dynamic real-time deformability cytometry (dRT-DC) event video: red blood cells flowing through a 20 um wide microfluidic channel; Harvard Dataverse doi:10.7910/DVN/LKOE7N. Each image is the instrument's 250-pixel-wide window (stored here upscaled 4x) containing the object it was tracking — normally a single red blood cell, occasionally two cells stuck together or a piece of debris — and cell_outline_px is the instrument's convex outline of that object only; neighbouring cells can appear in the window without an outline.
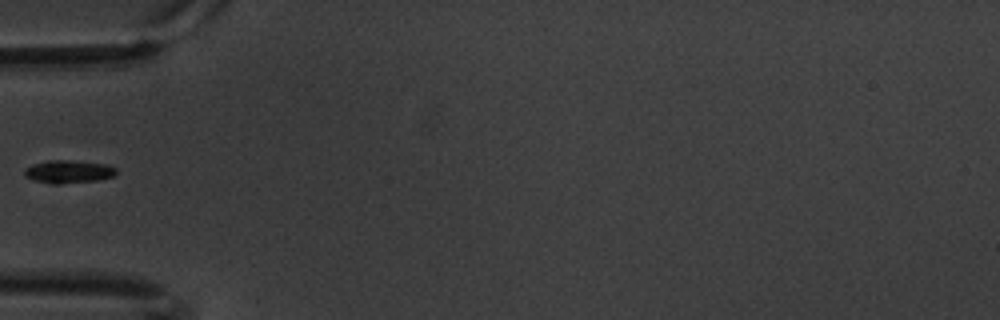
{"species": "common noctule bat (a hibernating species)", "species_latin": "Nyctalus noctula", "temperature_condition": "warm", "stored_images_in_passage": 18, "camera_frame_rate_fps": 3000, "um_per_image_px": 0.085, "animal": {"sex": "male", "body_mass_g": 20.1, "forearm_length_mm": 53.5}, "frame": {"image": 1, "passage_image": 1, "time_ms": 0.0, "image_size_px": [1000, 320], "cell_outline_px": [[116, 172], [112, 176], [100, 180], [60, 184], [52, 184], [36, 180], [24, 176], [24, 168], [32, 164], [48, 160], [72, 160], [108, 164], [116, 168]], "centroid_in_image_um": [5.81, 14.58], "position_along_channel_um": 79.2, "area_um2": 12.37}}
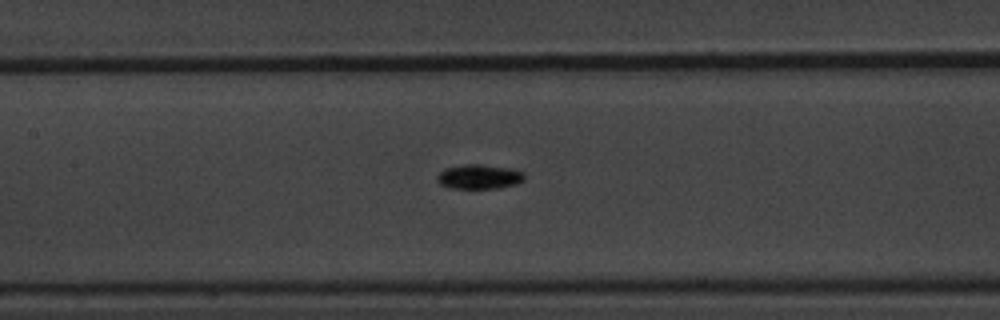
{"frame": {"image": 2, "passage_image": 9, "time_ms": 2.667, "image_size_px": [1000, 320], "cell_outline_px": [[524, 180], [516, 184], [500, 188], [448, 188], [440, 184], [436, 180], [436, 176], [444, 168], [464, 164], [480, 164], [512, 168], [524, 172]], "centroid_in_image_um": [40.72, 15.01], "position_along_channel_um": 166.7, "area_um2": 12.66}}
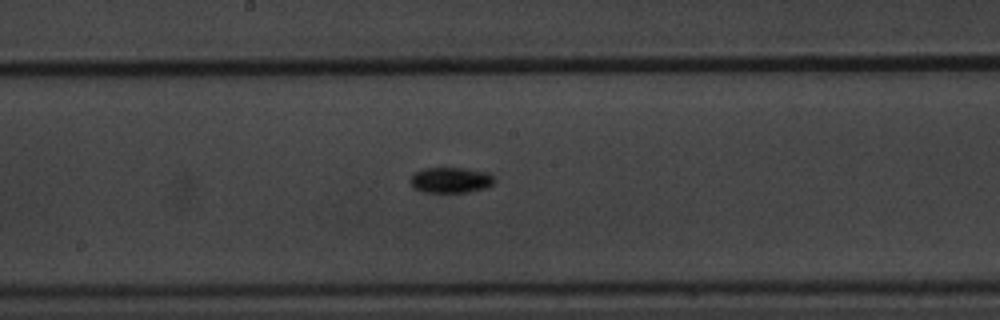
{"frame": {"image": 3, "passage_image": 13, "time_ms": 4.0, "image_size_px": [1000, 320], "cell_outline_px": [[496, 180], [492, 184], [484, 188], [468, 192], [424, 192], [416, 188], [412, 184], [412, 176], [416, 172], [424, 168], [464, 168], [488, 172]], "centroid_in_image_um": [38.36, 15.3], "position_along_channel_um": 209.8, "area_um2": 12.31}}